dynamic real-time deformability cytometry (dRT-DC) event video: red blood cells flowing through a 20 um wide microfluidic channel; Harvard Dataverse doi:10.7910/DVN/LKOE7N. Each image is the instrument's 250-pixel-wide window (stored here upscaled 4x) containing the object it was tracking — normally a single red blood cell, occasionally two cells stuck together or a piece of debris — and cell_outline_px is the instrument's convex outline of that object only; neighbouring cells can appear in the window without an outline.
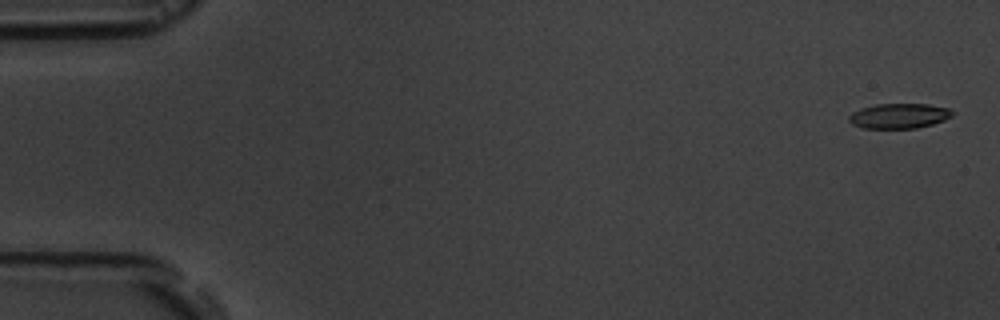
{"species": "common noctule bat (a hibernating species)", "species_latin": "Nyctalus noctula", "temperature_condition": "room temperature", "stored_images_in_passage": 4, "camera_frame_rate_fps": 3000, "um_per_image_px": 0.085, "animal": {"sex": "male", "body_mass_g": 19.5, "forearm_length_mm": 54.6}, "frame": {"image": 1, "passage_image": 1, "time_ms": 0.0, "image_size_px": [1000, 320], "cell_outline_px": [[952, 116], [944, 120], [932, 124], [916, 128], [860, 128], [852, 124], [848, 120], [848, 116], [852, 112], [860, 108], [876, 104], [928, 104], [948, 108], [952, 112]], "centroid_in_image_um": [76.37, 9.85], "position_along_channel_um": 8.6, "area_um2": 15.09}}